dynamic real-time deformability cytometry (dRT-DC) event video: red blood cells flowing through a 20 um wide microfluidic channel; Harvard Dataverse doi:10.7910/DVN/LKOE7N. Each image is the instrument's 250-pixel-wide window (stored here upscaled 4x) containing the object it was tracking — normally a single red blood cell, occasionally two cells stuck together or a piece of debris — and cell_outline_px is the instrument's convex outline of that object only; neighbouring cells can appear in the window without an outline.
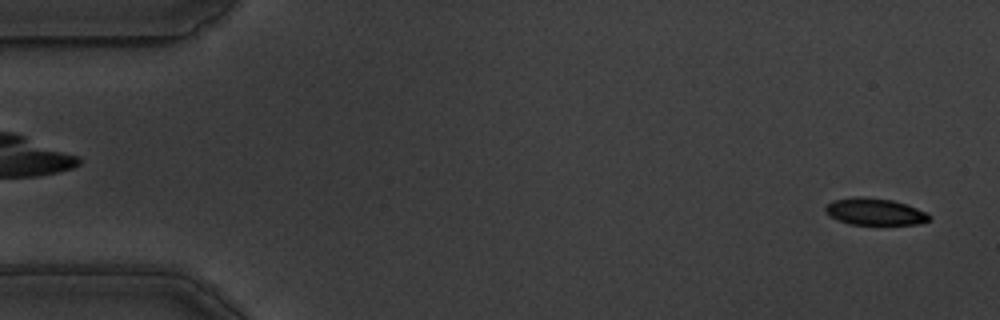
{"species": "common noctule bat (a hibernating species)", "species_latin": "Nyctalus noctula", "temperature_condition": "warm", "stored_images_in_passage": 57, "camera_frame_rate_fps": 3000, "um_per_image_px": 0.085, "animal": {"sex": "male", "body_mass_g": 19.5, "forearm_length_mm": 54.6}, "frame": {"image": 1, "passage_image": 2, "time_ms": 0.333, "image_size_px": [1000, 320], "cell_outline_px": [[932, 220], [916, 224], [848, 224], [836, 220], [828, 216], [824, 212], [824, 208], [832, 200], [856, 196], [864, 196], [892, 200], [928, 212], [932, 216]], "centroid_in_image_um": [74.33, 17.99], "position_along_channel_um": 10.7, "area_um2": 16.47}}
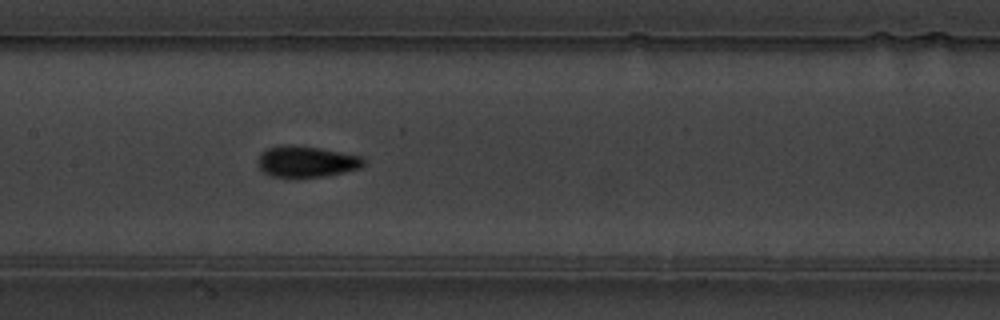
{"frame": {"image": 2, "passage_image": 27, "time_ms": 8.667, "image_size_px": [1000, 320], "cell_outline_px": [[364, 168], [324, 176], [300, 180], [292, 180], [268, 176], [260, 168], [256, 160], [260, 152], [268, 148], [320, 148], [360, 156], [364, 160]], "centroid_in_image_um": [26.04, 13.84], "position_along_channel_um": 181.4, "area_um2": 19.25}}
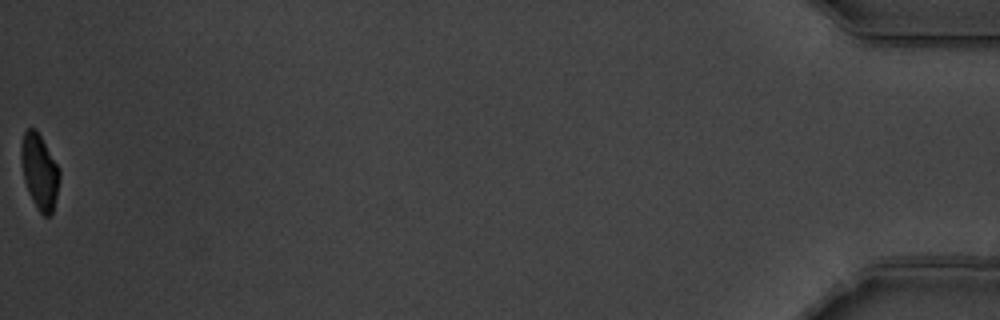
{"frame": {"image": 3, "passage_image": 57, "time_ms": 18.667, "image_size_px": [1000, 320], "cell_outline_px": [[60, 176], [56, 196], [52, 212], [48, 216], [44, 216], [40, 212], [32, 200], [24, 180], [20, 160], [20, 148], [24, 132], [28, 128], [36, 128], [56, 164], [60, 172]], "centroid_in_image_um": [3.33, 14.56], "position_along_channel_um": 431.9, "area_um2": 16.53}, "authors_computed_cell_mechanics": {"area_um2": 18.0914, "velocity_mm_per_s": 3.5219, "shape_relaxation_time_tau1_ms": 3.641, "shape_relaxation_time_tau2_ms": 1.178, "deformation_change_tau1": 0.1559, "deformation_change_tau2": 0.0583}}